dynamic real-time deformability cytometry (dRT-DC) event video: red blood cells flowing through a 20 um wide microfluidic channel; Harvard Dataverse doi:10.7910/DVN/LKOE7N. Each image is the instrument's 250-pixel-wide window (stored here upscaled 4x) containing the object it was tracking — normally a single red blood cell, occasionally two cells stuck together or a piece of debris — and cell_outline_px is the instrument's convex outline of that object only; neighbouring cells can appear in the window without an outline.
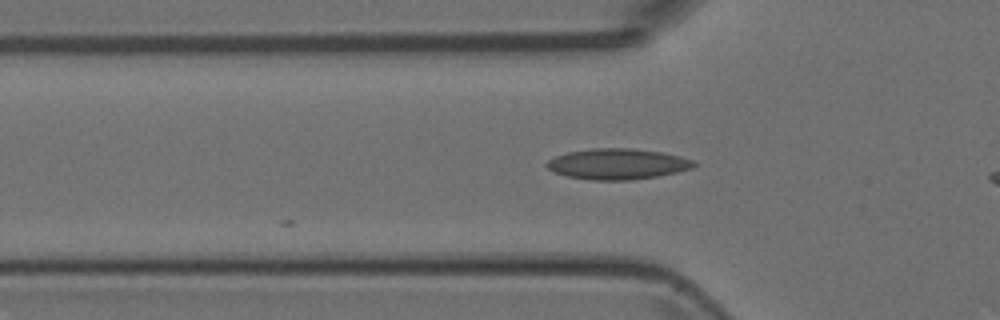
{"species": "Egyptian fruit bat (a non-hibernating species)", "species_latin": "Rousettus aegyptiacus", "temperature_condition": "room temperature", "stored_images_in_passage": 5, "segment_of_instrument_passage": [1, 2], "camera_frame_rate_fps": 3000, "um_per_image_px": 0.085, "animal": {"sex": "female"}, "frame": {"image": 1, "passage_image": 4, "time_ms": 1.0, "image_size_px": [1000, 320], "cell_outline_px": [[700, 164], [692, 168], [676, 172], [656, 176], [632, 180], [588, 180], [568, 176], [552, 172], [544, 164], [548, 160], [556, 156], [568, 152], [592, 148], [632, 148], [660, 152], [680, 156], [692, 160]], "centroid_in_image_um": [52.48, 13.94], "position_along_channel_um": 73.3, "area_um2": 26.41}}